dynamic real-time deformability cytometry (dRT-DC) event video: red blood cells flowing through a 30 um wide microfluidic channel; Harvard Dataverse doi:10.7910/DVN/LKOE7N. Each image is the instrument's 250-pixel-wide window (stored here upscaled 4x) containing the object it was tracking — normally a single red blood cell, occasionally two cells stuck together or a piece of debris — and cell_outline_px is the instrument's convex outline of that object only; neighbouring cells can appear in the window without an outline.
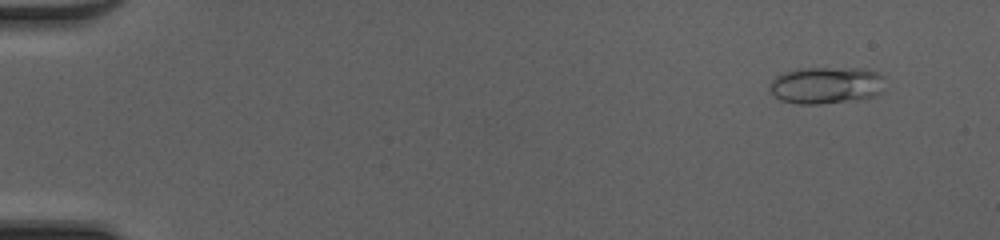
{"species": "common noctule bat (a hibernating species)", "species_latin": "Nyctalus noctula", "temperature_condition": "cold", "stored_images_in_passage": 51, "camera_frame_rate_fps": 3000, "um_per_image_px": 0.085, "animal": {"sex": "female", "body_mass_g": 20.0, "forearm_length_mm": 54.0}, "frame": {"image": 1, "passage_image": 5, "time_ms": 1.333, "image_size_px": [1000, 240], "cell_outline_px": [[884, 92], [876, 96], [856, 100], [820, 104], [796, 104], [780, 100], [768, 88], [772, 80], [776, 76], [784, 72], [796, 68], [864, 68], [876, 72], [884, 76]], "centroid_in_image_um": [70.26, 7.25], "position_along_channel_um": 14.7, "area_um2": 25.32}}
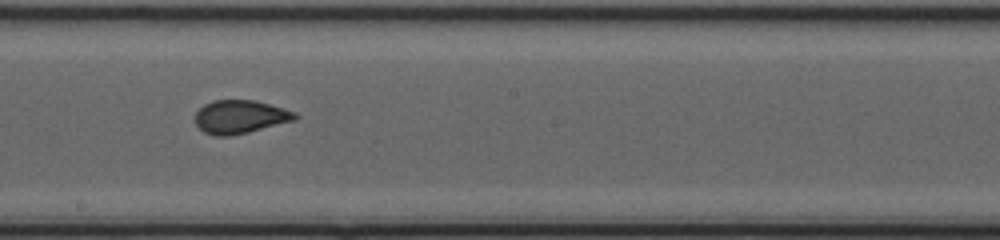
{"frame": {"image": 2, "passage_image": 30, "time_ms": 9.667, "image_size_px": [1000, 240], "cell_outline_px": [[300, 116], [296, 120], [248, 132], [228, 136], [216, 136], [204, 132], [196, 124], [196, 112], [204, 104], [212, 100], [256, 100], [296, 112]], "centroid_in_image_um": [20.43, 9.92], "position_along_channel_um": 227.8, "area_um2": 19.42}}
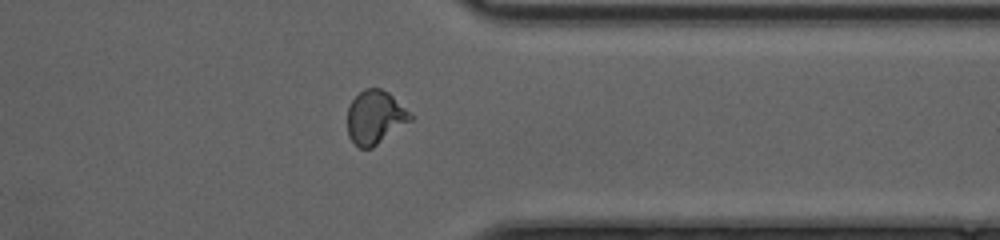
{"frame": {"image": 3, "passage_image": 41, "time_ms": 13.333, "image_size_px": [1000, 240], "cell_outline_px": [[412, 120], [372, 148], [360, 148], [348, 136], [348, 108], [352, 100], [364, 88], [380, 88], [388, 92], [412, 116]], "centroid_in_image_um": [31.86, 9.97], "position_along_channel_um": 379.5, "area_um2": 19.31}, "authors_computed_cell_mechanics": {"area_um2": 19.8254, "velocity_mm_per_s": 4.2312, "shape_relaxation_time_tau1_ms": 6.961, "shape_relaxation_time_tau2_ms": 0.7604, "deformation_change_tau1": 0.1893, "deformation_change_tau2": 0.0496}}